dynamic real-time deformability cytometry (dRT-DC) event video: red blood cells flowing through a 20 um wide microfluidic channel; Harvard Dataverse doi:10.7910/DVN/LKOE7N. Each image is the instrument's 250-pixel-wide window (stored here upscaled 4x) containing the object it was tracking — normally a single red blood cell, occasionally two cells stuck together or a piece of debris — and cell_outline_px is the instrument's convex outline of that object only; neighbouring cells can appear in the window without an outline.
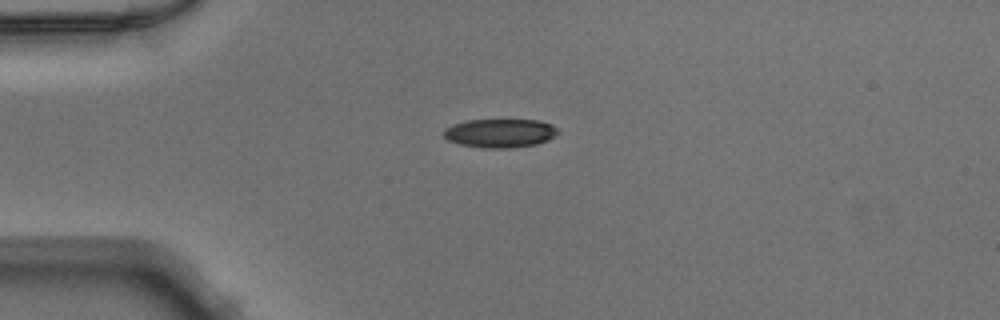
{"species": "Egyptian fruit bat (a non-hibernating species)", "species_latin": "Rousettus aegyptiacus", "temperature_condition": "warm", "stored_images_in_passage": 38, "camera_frame_rate_fps": 3000, "um_per_image_px": 0.085, "animal": {"sex": "male"}, "frame": {"image": 1, "passage_image": 1, "time_ms": 0.0, "image_size_px": [1000, 320], "cell_outline_px": [[560, 132], [548, 140], [536, 144], [508, 148], [484, 148], [460, 144], [448, 140], [444, 136], [444, 128], [452, 124], [468, 120], [540, 120], [552, 124]], "centroid_in_image_um": [42.51, 11.31], "position_along_channel_um": 42.5, "area_um2": 19.13}}
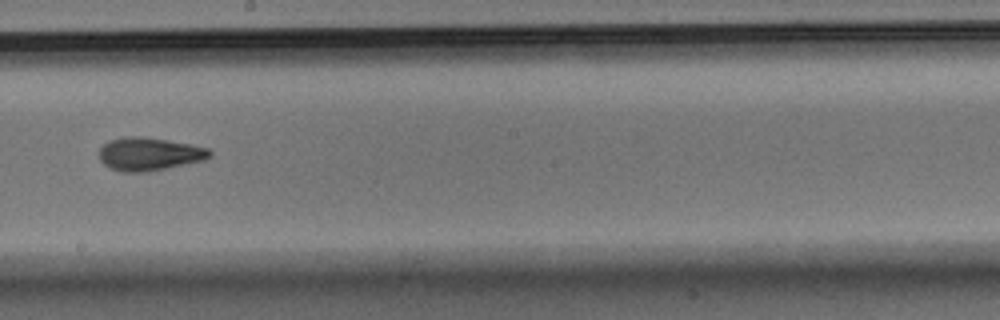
{"frame": {"image": 2, "passage_image": 17, "time_ms": 5.333, "image_size_px": [1000, 320], "cell_outline_px": [[212, 156], [204, 160], [144, 172], [120, 172], [104, 164], [100, 160], [100, 148], [108, 140], [124, 136], [140, 136], [188, 144], [208, 148], [212, 152]], "centroid_in_image_um": [12.66, 13.08], "position_along_channel_um": 235.5, "area_um2": 21.04}}
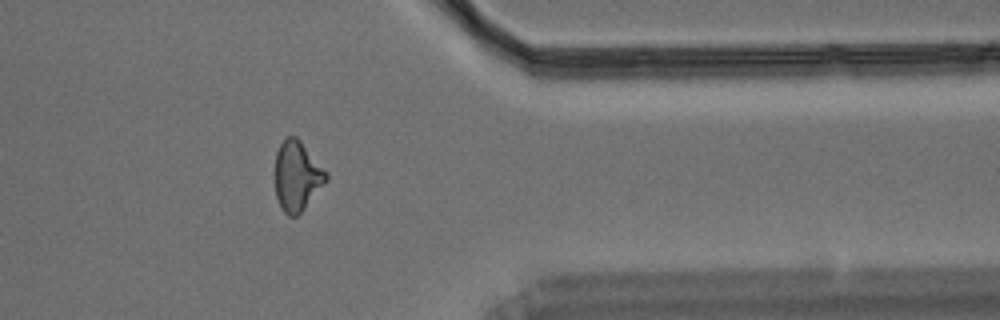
{"frame": {"image": 3, "passage_image": 29, "time_ms": 9.333, "image_size_px": [1000, 320], "cell_outline_px": [[328, 180], [304, 208], [296, 216], [288, 216], [284, 212], [276, 196], [276, 152], [280, 144], [288, 136], [296, 136], [300, 140], [328, 172]], "centroid_in_image_um": [25.27, 14.95], "position_along_channel_um": 386.1, "area_um2": 20.58}}